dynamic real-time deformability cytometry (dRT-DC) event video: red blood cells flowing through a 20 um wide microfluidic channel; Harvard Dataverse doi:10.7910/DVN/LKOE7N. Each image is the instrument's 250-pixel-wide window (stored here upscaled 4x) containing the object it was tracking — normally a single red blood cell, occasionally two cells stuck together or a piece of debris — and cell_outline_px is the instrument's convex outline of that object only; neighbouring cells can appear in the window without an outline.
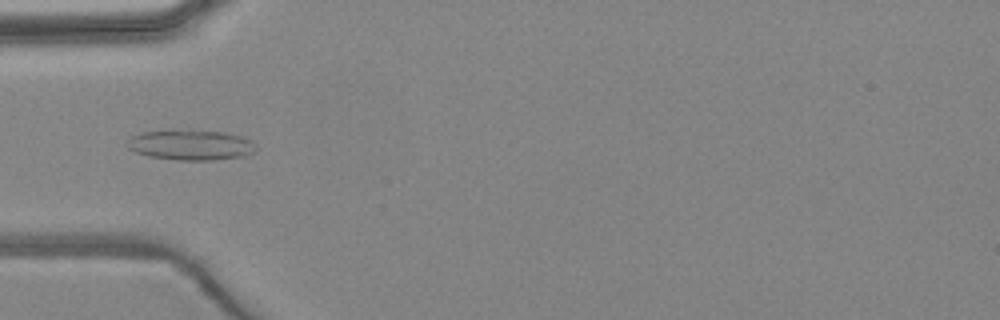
{"species": "common noctule bat (a hibernating species)", "species_latin": "Nyctalus noctula", "temperature_condition": "warm", "stored_images_in_passage": 5, "camera_frame_rate_fps": 3000, "um_per_image_px": 0.085, "animal": {"sex": "female", "body_mass_g": 24.6, "forearm_length_mm": 56.2}, "frame": {"image": 1, "passage_image": 3, "time_ms": 2.667, "image_size_px": [1000, 320], "cell_outline_px": [[256, 148], [252, 152], [244, 156], [212, 160], [176, 160], [148, 156], [136, 152], [128, 148], [128, 140], [132, 136], [144, 132], [220, 132], [240, 136], [252, 140]], "centroid_in_image_um": [16.23, 12.36], "position_along_channel_um": 68.8, "area_um2": 21.79}}
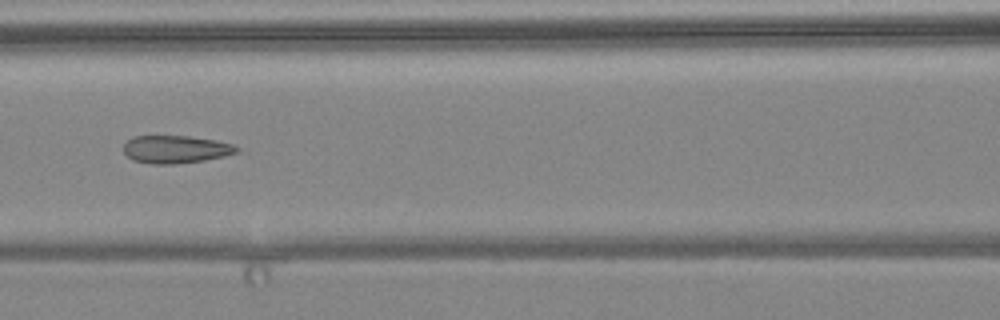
{"frame": {"image": 2, "passage_image": 5, "time_ms": 4.667, "image_size_px": [1000, 320], "cell_outline_px": [[240, 152], [224, 156], [204, 160], [176, 164], [152, 164], [132, 160], [124, 152], [124, 144], [132, 136], [188, 136], [216, 140], [232, 144], [240, 148]], "centroid_in_image_um": [14.95, 12.69], "position_along_channel_um": 151.7, "area_um2": 18.38}}